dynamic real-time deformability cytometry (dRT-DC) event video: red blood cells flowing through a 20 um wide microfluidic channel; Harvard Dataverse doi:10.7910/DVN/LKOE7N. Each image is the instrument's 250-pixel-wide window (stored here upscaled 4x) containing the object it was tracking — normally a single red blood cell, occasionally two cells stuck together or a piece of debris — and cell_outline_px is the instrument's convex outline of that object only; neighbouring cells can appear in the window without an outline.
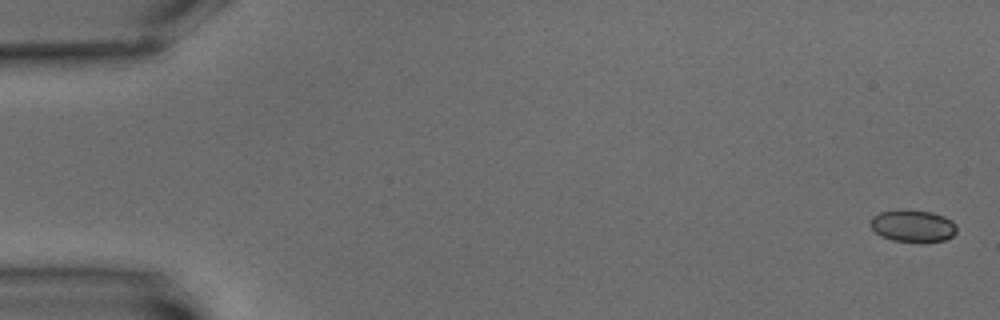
{"species": "common noctule bat (a hibernating species)", "species_latin": "Nyctalus noctula", "temperature_condition": "warm", "stored_images_in_passage": 5, "camera_frame_rate_fps": 3000, "um_per_image_px": 0.085, "animal": {"sex": "male", "body_mass_g": 15.6}, "frame": {"image": 1, "passage_image": 1, "time_ms": 0.0, "image_size_px": [1000, 320], "cell_outline_px": [[956, 232], [952, 236], [944, 240], [892, 240], [880, 236], [868, 224], [872, 216], [880, 212], [932, 212], [944, 216], [952, 220], [956, 224]], "centroid_in_image_um": [77.58, 19.21], "position_along_channel_um": 7.4, "area_um2": 15.32}}
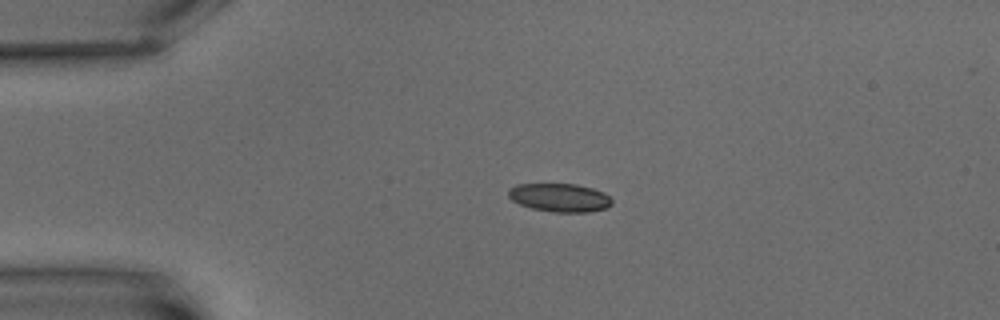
{"frame": {"image": 2, "passage_image": 5, "time_ms": 4.667, "image_size_px": [1000, 320], "cell_outline_px": [[612, 204], [608, 208], [588, 212], [556, 212], [532, 208], [520, 204], [512, 200], [508, 196], [508, 188], [516, 184], [576, 184], [592, 188], [604, 192], [612, 200]], "centroid_in_image_um": [47.58, 16.79], "position_along_channel_um": 37.4, "area_um2": 17.17}}